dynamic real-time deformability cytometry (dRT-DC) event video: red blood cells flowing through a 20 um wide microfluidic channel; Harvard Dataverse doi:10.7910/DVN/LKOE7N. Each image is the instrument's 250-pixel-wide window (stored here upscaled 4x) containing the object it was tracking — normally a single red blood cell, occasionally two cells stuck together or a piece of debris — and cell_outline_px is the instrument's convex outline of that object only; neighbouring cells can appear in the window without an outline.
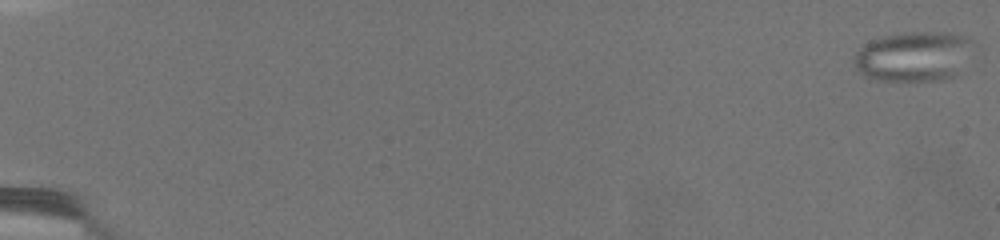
{"species": "common noctule bat (a hibernating species)", "species_latin": "Nyctalus noctula", "temperature_condition": "warm", "stored_images_in_passage": 81, "camera_frame_rate_fps": 3000, "um_per_image_px": 0.085, "animal": {"sex": "female", "body_mass_g": 19.5, "forearm_length_mm": 54.1}, "frame": {"image": 1, "passage_image": 1, "time_ms": 0.0, "image_size_px": [1000, 240], "cell_outline_px": [[976, 44], [956, 76], [940, 80], [876, 80], [864, 76], [856, 68], [852, 56], [864, 44], [872, 40], [884, 36], [908, 32], [948, 32], [964, 36], [972, 40]], "centroid_in_image_um": [77.67, 4.79], "position_along_channel_um": 7.3, "area_um2": 34.85}}
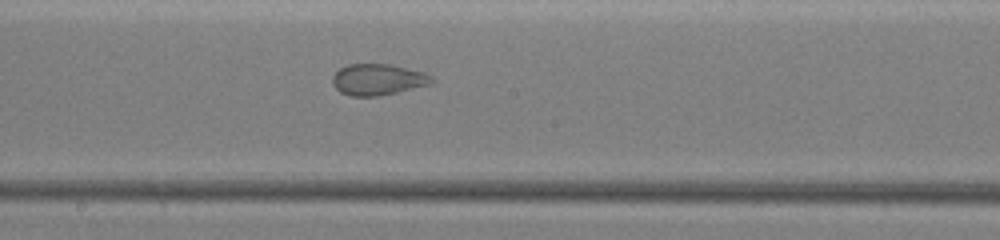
{"frame": {"image": 2, "passage_image": 51, "time_ms": 14.0, "image_size_px": [1000, 240], "cell_outline_px": [[436, 80], [432, 84], [380, 96], [348, 96], [340, 92], [332, 84], [332, 76], [340, 68], [348, 64], [388, 64], [424, 72], [432, 76]], "centroid_in_image_um": [32.13, 6.77], "position_along_channel_um": 216.1, "area_um2": 18.21}}
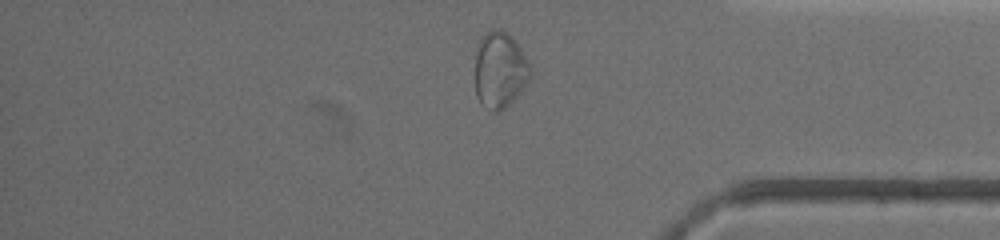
{"frame": {"image": 3, "passage_image": 72, "time_ms": 20.333, "image_size_px": [1000, 240], "cell_outline_px": [[532, 76], [520, 92], [504, 108], [496, 112], [480, 104], [476, 96], [476, 52], [480, 36], [492, 28], [500, 28], [508, 32], [516, 40], [532, 72]], "centroid_in_image_um": [42.48, 5.9], "position_along_channel_um": 392.7, "area_um2": 24.62}}